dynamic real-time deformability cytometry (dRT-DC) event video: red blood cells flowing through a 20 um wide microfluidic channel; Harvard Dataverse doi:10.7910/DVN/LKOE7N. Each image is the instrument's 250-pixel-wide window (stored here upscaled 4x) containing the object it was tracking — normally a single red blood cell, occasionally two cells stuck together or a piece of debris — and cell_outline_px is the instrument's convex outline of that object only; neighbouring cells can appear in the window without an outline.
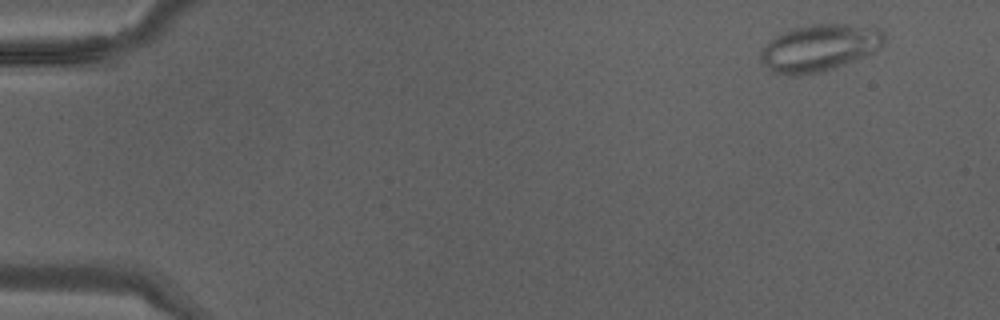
{"species": "Egyptian fruit bat (a non-hibernating species)", "species_latin": "Rousettus aegyptiacus", "temperature_condition": "warm", "stored_images_in_passage": 39, "camera_frame_rate_fps": 3000, "um_per_image_px": 0.085, "animal": {"sex": "male"}, "frame": {"image": 1, "passage_image": 1, "time_ms": 0.0, "image_size_px": [1000, 320], "cell_outline_px": [[884, 40], [872, 52], [864, 56], [824, 72], [800, 76], [784, 76], [772, 72], [760, 60], [760, 52], [776, 36], [792, 28], [812, 24], [844, 24], [880, 28], [884, 36]], "centroid_in_image_um": [69.6, 4.09], "position_along_channel_um": 15.4, "area_um2": 33.58}}
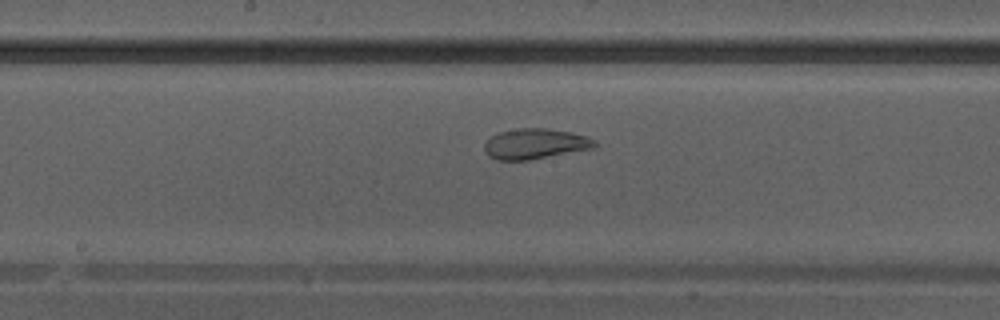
{"frame": {"image": 2, "passage_image": 20, "time_ms": 6.333, "image_size_px": [1000, 320], "cell_outline_px": [[600, 144], [596, 148], [528, 160], [496, 160], [488, 156], [484, 152], [484, 144], [492, 136], [500, 132], [520, 128], [548, 128], [572, 132], [588, 136], [596, 140]], "centroid_in_image_um": [45.55, 12.23], "position_along_channel_um": 202.7, "area_um2": 19.83}}
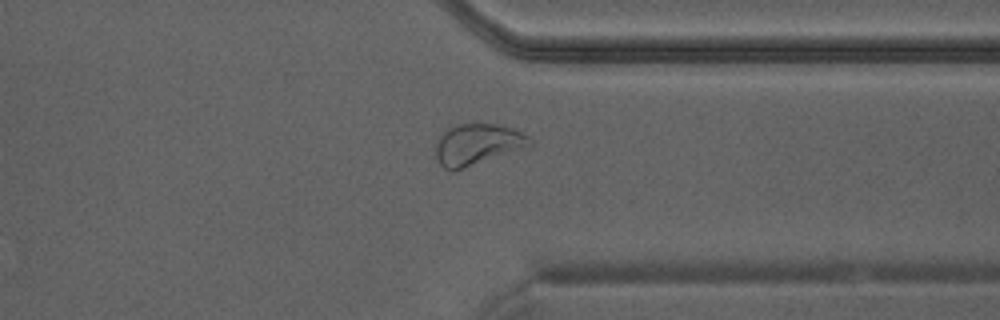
{"frame": {"image": 3, "passage_image": 30, "time_ms": 9.667, "image_size_px": [1000, 320], "cell_outline_px": [[532, 148], [460, 168], [444, 168], [436, 160], [436, 144], [440, 136], [448, 128], [456, 124], [496, 124], [512, 128], [528, 136], [532, 140]], "centroid_in_image_um": [40.65, 12.26], "position_along_channel_um": 370.7, "area_um2": 22.48}}